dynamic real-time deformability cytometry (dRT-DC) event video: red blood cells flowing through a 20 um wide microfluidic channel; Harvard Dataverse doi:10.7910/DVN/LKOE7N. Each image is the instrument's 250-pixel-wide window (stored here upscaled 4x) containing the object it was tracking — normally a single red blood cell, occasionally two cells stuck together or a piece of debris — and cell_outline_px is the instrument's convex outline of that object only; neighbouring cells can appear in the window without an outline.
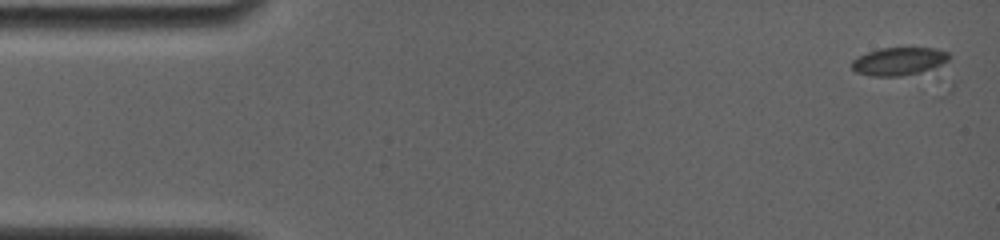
{"species": "common noctule bat (a hibernating species)", "species_latin": "Nyctalus noctula", "temperature_condition": "room temperature", "stored_images_in_passage": 6, "camera_frame_rate_fps": 4000, "um_per_image_px": 0.085, "animal": {"sex": "female", "body_mass_g": 19.0, "forearm_length_mm": 56.7}, "frame": {"image": 1, "passage_image": 1, "time_ms": 0.0, "image_size_px": [1000, 240], "cell_outline_px": [[952, 56], [948, 60], [932, 68], [920, 72], [900, 76], [872, 76], [856, 72], [852, 68], [852, 60], [868, 52], [880, 48], [908, 44], [936, 48], [948, 52]], "centroid_in_image_um": [76.45, 5.14], "position_along_channel_um": 8.6, "area_um2": 16.47}}
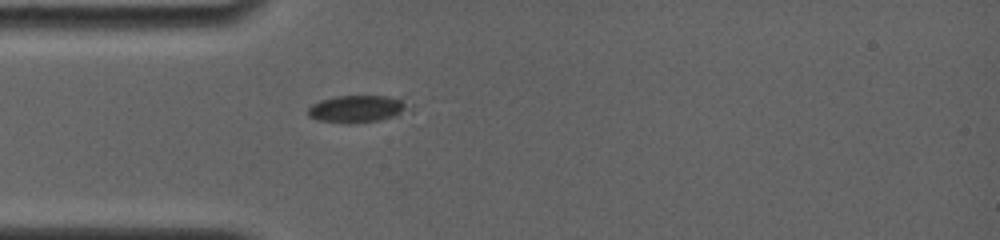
{"frame": {"image": 2, "passage_image": 6, "time_ms": 4.5, "image_size_px": [1000, 240], "cell_outline_px": [[412, 112], [380, 120], [352, 124], [348, 124], [316, 120], [308, 116], [308, 108], [312, 104], [320, 100], [336, 96], [404, 96], [412, 104]], "centroid_in_image_um": [30.51, 9.25], "position_along_channel_um": 54.5, "area_um2": 16.88}}